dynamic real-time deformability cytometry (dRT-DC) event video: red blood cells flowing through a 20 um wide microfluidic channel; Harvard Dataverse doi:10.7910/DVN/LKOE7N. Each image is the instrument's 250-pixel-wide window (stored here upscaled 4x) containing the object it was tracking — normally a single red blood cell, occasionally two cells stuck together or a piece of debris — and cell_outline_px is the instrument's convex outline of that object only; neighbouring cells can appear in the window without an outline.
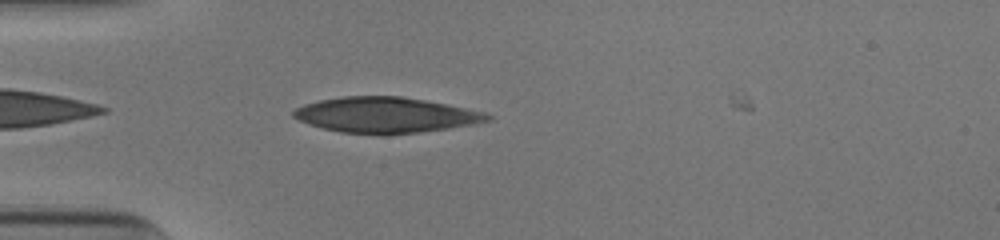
{"species": "human", "species_latin": "Homo sapiens", "temperature_condition": "cold", "stored_images_in_passage": 4, "camera_frame_rate_fps": 3000, "um_per_image_px": 0.085, "donor": {"sex": "male"}, "frame": {"image": 1, "passage_image": 2, "time_ms": 0.333, "image_size_px": [1000, 240], "cell_outline_px": [[492, 120], [444, 128], [416, 132], [340, 132], [308, 124], [292, 116], [292, 112], [296, 108], [304, 104], [320, 100], [344, 96], [400, 96], [424, 100], [484, 112], [492, 116]], "centroid_in_image_um": [32.72, 9.74], "position_along_channel_um": 52.3, "area_um2": 38.78}}